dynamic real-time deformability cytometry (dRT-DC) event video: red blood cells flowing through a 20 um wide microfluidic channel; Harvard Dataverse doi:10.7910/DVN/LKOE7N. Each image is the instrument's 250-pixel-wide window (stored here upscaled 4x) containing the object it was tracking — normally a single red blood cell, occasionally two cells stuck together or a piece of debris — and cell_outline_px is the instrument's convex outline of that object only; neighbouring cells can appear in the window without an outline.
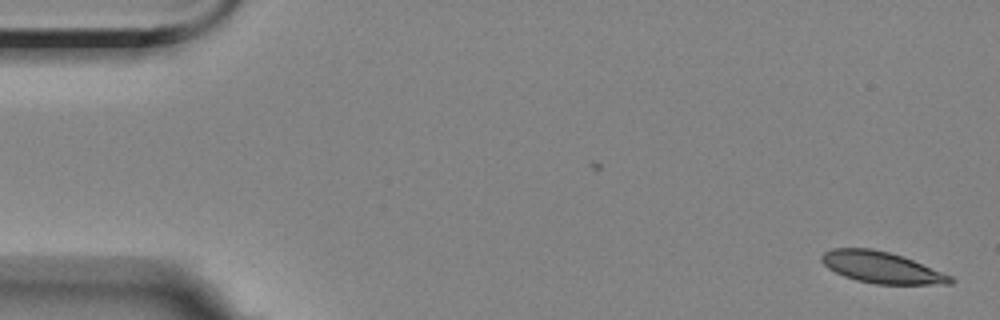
{"species": "Egyptian fruit bat (a non-hibernating species)", "species_latin": "Rousettus aegyptiacus", "temperature_condition": "room temperature", "stored_images_in_passage": 2, "camera_frame_rate_fps": 3000, "um_per_image_px": 0.085, "animal": {"sex": "female"}, "frame": {"image": 1, "passage_image": 2, "time_ms": 1.0, "image_size_px": [1000, 320], "cell_outline_px": [[956, 280], [952, 284], [876, 284], [856, 280], [844, 276], [828, 268], [820, 260], [820, 256], [824, 252], [832, 248], [872, 248], [904, 256], [952, 276]], "centroid_in_image_um": [74.94, 22.73], "position_along_channel_um": 10.1, "area_um2": 23.64}}